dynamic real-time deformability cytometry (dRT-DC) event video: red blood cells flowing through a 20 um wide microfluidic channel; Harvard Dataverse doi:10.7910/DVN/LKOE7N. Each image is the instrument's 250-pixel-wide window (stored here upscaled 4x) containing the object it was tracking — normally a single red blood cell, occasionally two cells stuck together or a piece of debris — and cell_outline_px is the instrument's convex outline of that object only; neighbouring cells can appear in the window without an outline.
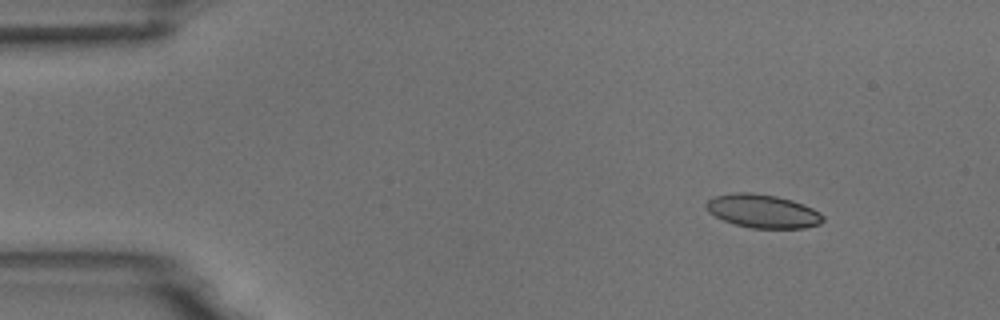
{"species": "common noctule bat (a hibernating species)", "species_latin": "Nyctalus noctula", "temperature_condition": "room temperature", "stored_images_in_passage": 49, "camera_frame_rate_fps": 3000, "um_per_image_px": 0.085, "animal": {"sex": "male", "body_mass_g": 18.8}, "frame": {"image": 1, "passage_image": 1, "time_ms": 0.0, "image_size_px": [1000, 320], "cell_outline_px": [[824, 220], [820, 224], [804, 228], [752, 228], [736, 224], [724, 220], [708, 212], [704, 208], [704, 204], [712, 196], [736, 192], [752, 192], [776, 196], [792, 200], [804, 204], [820, 212], [824, 216]], "centroid_in_image_um": [64.82, 17.94], "position_along_channel_um": 20.2, "area_um2": 22.95}}
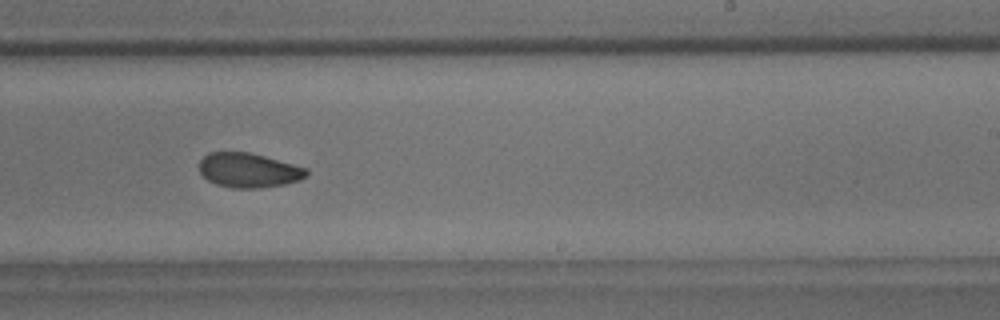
{"frame": {"image": 2, "passage_image": 28, "time_ms": 9.0, "image_size_px": [1000, 320], "cell_outline_px": [[308, 176], [300, 180], [284, 184], [256, 188], [232, 188], [216, 184], [208, 180], [200, 172], [200, 160], [208, 152], [248, 152], [264, 156], [308, 168]], "centroid_in_image_um": [21.15, 14.47], "position_along_channel_um": 267.9, "area_um2": 21.5}}
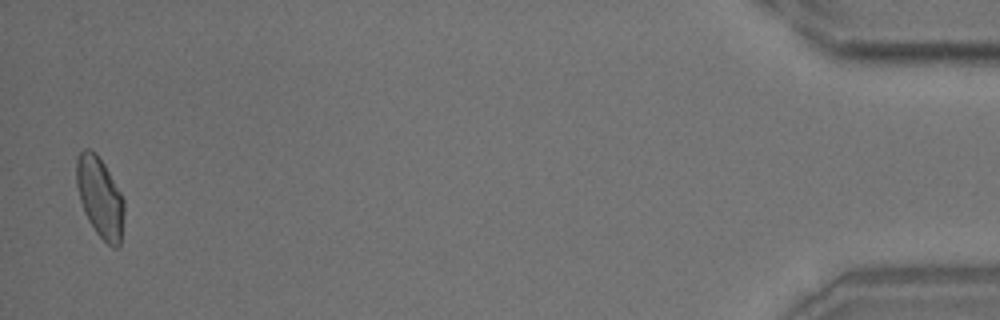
{"frame": {"image": 3, "passage_image": 48, "time_ms": 15.667, "image_size_px": [1000, 320], "cell_outline_px": [[124, 216], [120, 244], [116, 248], [112, 248], [96, 232], [88, 220], [84, 212], [80, 200], [76, 184], [76, 160], [80, 152], [84, 148], [88, 148], [96, 152], [104, 164], [120, 192], [124, 200]], "centroid_in_image_um": [8.49, 16.76], "position_along_channel_um": 426.7, "area_um2": 22.31}, "authors_computed_cell_mechanics": {"area_um2": 22.1952, "velocity_mm_per_s": 3.7097, "shape_relaxation_time_tau1_ms": 11.0257, "shape_relaxation_time_tau2_ms": 2.6881, "deformation_change_tau1": 0.1722, "deformation_change_tau2": 0.0572}}